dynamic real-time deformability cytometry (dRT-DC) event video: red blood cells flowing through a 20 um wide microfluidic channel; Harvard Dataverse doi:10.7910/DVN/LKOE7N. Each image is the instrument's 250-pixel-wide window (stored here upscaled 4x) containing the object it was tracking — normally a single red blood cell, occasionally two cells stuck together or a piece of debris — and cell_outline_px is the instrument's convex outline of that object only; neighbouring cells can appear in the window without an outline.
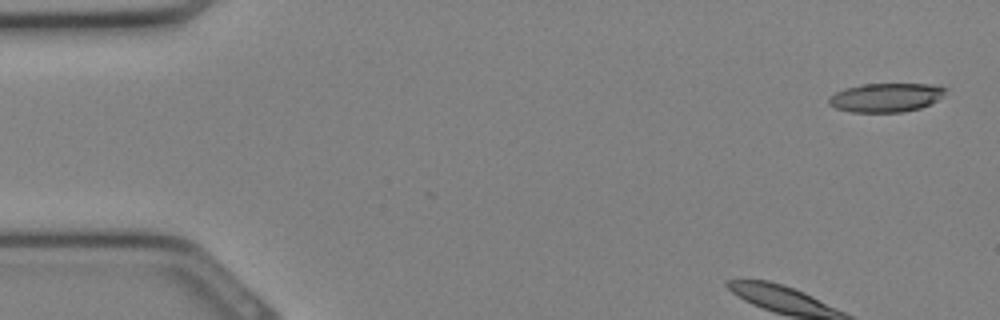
{"species": "Egyptian fruit bat (a non-hibernating species)", "species_latin": "Rousettus aegyptiacus", "temperature_condition": "cold", "stored_images_in_passage": 32, "camera_frame_rate_fps": 3000, "um_per_image_px": 0.085, "animal": {"sex": "female"}, "frame": {"image": 1, "passage_image": 1, "time_ms": 0.0, "image_size_px": [1000, 320], "cell_outline_px": [[948, 88], [936, 100], [920, 108], [904, 112], [852, 112], [836, 108], [828, 104], [828, 96], [844, 88], [864, 84], [940, 84]], "centroid_in_image_um": [75.28, 8.28], "position_along_channel_um": 9.7, "area_um2": 19.65}}
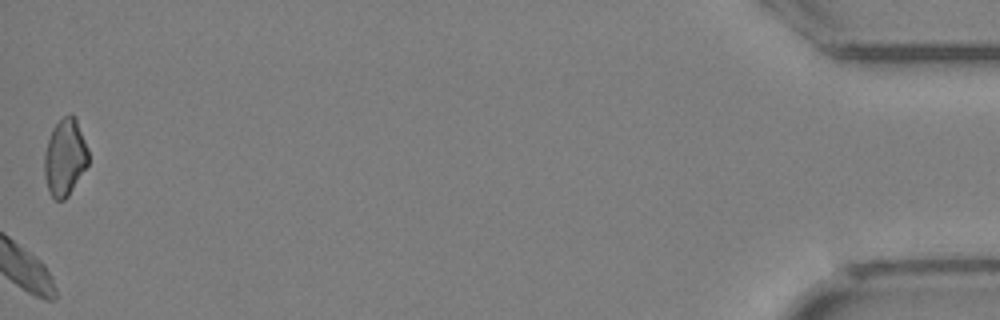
{"frame": {"image": 2, "passage_image": 32, "time_ms": 10.333, "image_size_px": [1000, 320], "cell_outline_px": [[88, 164], [68, 196], [64, 200], [56, 200], [52, 196], [48, 188], [44, 176], [44, 156], [48, 140], [52, 128], [64, 116], [72, 112], [76, 116], [88, 148]], "centroid_in_image_um": [5.53, 13.34], "position_along_channel_um": 429.7, "area_um2": 19.77}}